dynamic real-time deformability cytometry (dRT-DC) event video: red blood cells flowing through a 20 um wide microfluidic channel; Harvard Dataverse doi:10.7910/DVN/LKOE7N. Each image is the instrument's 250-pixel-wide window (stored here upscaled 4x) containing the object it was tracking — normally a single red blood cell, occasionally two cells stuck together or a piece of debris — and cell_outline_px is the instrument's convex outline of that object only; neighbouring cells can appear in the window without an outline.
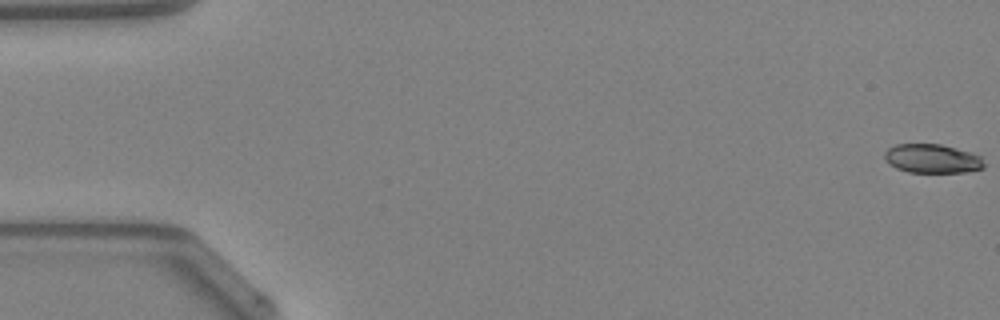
{"species": "Egyptian fruit bat (a non-hibernating species)", "species_latin": "Rousettus aegyptiacus", "temperature_condition": "warm", "stored_images_in_passage": 49, "camera_frame_rate_fps": 3000, "um_per_image_px": 0.085, "animal": {"sex": "female"}, "frame": {"image": 1, "passage_image": 1, "time_ms": 0.0, "image_size_px": [1000, 320], "cell_outline_px": [[984, 168], [964, 172], [908, 172], [896, 168], [884, 156], [884, 152], [888, 148], [896, 144], [940, 144], [972, 152], [980, 156], [984, 164]], "centroid_in_image_um": [79.26, 13.47], "position_along_channel_um": 5.7, "area_um2": 16.65}}
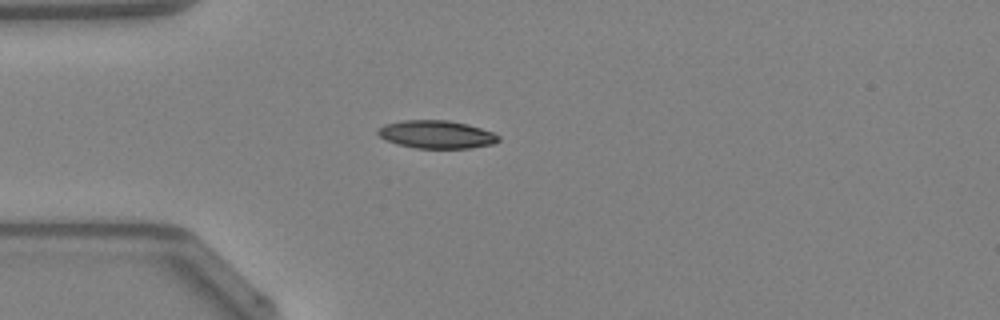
{"frame": {"image": 2, "passage_image": 14, "time_ms": 4.333, "image_size_px": [1000, 320], "cell_outline_px": [[500, 140], [492, 144], [468, 148], [416, 148], [396, 144], [384, 140], [376, 132], [384, 124], [400, 120], [448, 120], [468, 124], [492, 132], [500, 136]], "centroid_in_image_um": [37.07, 11.42], "position_along_channel_um": 47.9, "area_um2": 19.71}}
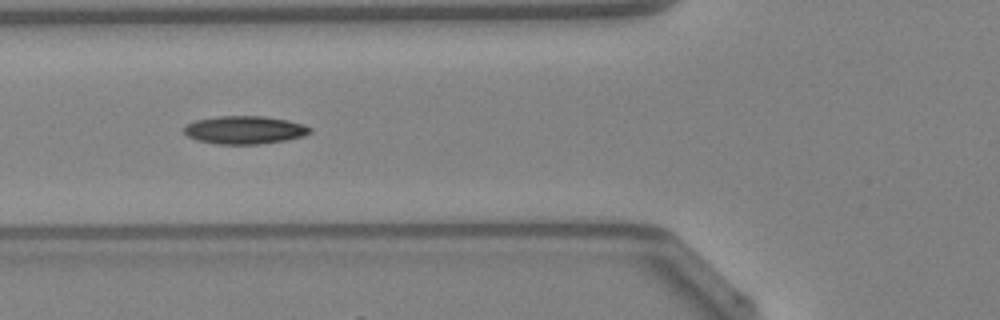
{"frame": {"image": 3, "passage_image": 19, "time_ms": 6.0, "image_size_px": [1000, 320], "cell_outline_px": [[312, 132], [304, 136], [288, 140], [260, 144], [216, 144], [196, 140], [188, 136], [184, 132], [184, 124], [196, 120], [216, 116], [264, 116], [288, 120], [304, 124], [312, 128]], "centroid_in_image_um": [20.81, 11.04], "position_along_channel_um": 105.0, "area_um2": 20.87}, "authors_computed_cell_mechanics": {"area_um2": 19.4208, "velocity_mm_per_s": 4.2837, "shape_relaxation_time_tau1_ms": 6.4559, "shape_relaxation_time_tau2_ms": null, "deformation_change_tau1": 0.1585, "deformation_change_tau2": null}}